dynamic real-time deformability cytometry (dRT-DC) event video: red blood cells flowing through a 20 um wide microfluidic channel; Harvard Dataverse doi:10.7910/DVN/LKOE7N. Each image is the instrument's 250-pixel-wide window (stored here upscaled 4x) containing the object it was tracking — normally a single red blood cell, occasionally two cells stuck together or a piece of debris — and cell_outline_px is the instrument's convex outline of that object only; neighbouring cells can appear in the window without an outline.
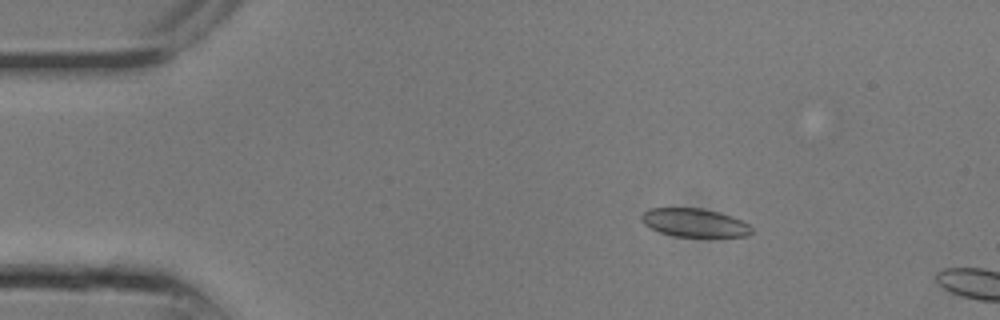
{"species": "common noctule bat (a hibernating species)", "species_latin": "Nyctalus noctula", "temperature_condition": "room temperature", "stored_images_in_passage": 7, "camera_frame_rate_fps": 3000, "um_per_image_px": 0.085, "animal": {"sex": "male", "body_mass_g": 13.3}, "frame": {"image": 1, "passage_image": 5, "time_ms": 1.333, "image_size_px": [1000, 320], "cell_outline_px": [[752, 232], [748, 236], [676, 236], [660, 232], [644, 224], [640, 220], [640, 216], [648, 208], [700, 208], [720, 212], [732, 216], [748, 224], [752, 228]], "centroid_in_image_um": [59.01, 18.92], "position_along_channel_um": 26.0, "area_um2": 18.09}}